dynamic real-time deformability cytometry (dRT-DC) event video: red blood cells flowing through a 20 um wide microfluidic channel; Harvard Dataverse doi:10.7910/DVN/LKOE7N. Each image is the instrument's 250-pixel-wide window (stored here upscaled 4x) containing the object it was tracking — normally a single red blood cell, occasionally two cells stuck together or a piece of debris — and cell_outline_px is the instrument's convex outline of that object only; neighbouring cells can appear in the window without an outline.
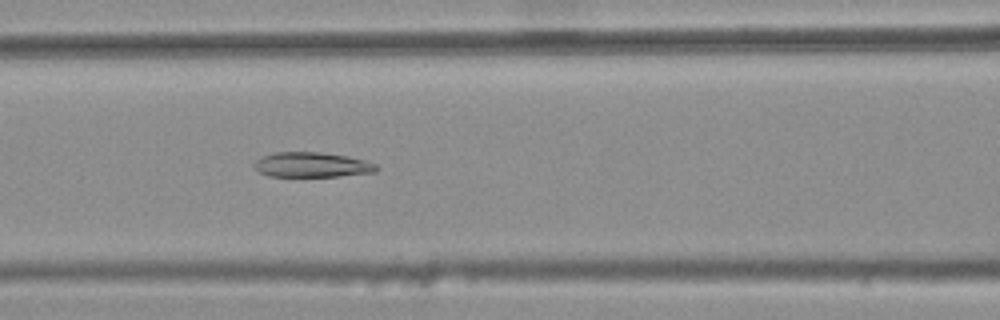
{"species": "common noctule bat (a hibernating species)", "species_latin": "Nyctalus noctula", "temperature_condition": "warm", "stored_images_in_passage": 45, "camera_frame_rate_fps": 3000, "um_per_image_px": 0.085, "animal": {"sex": "female", "body_mass_g": 25.1}, "frame": {"image": 1, "passage_image": 22, "time_ms": 7.0, "image_size_px": [1000, 320], "cell_outline_px": [[380, 168], [376, 172], [340, 176], [268, 176], [256, 172], [252, 168], [252, 164], [260, 156], [276, 152], [320, 152], [348, 156], [364, 160], [376, 164]], "centroid_in_image_um": [26.46, 14.01], "position_along_channel_um": 140.1, "area_um2": 18.09}}
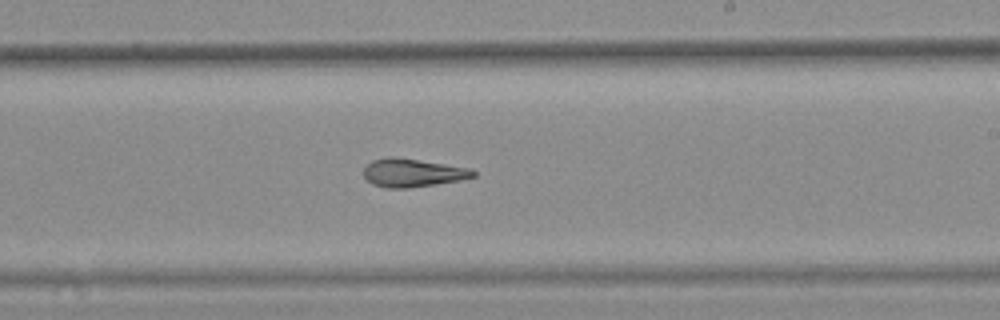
{"frame": {"image": 2, "passage_image": 31, "time_ms": 10.0, "image_size_px": [1000, 320], "cell_outline_px": [[476, 176], [460, 180], [436, 184], [408, 188], [388, 188], [372, 184], [364, 176], [364, 168], [372, 160], [388, 156], [392, 156], [420, 160], [472, 168], [476, 172]], "centroid_in_image_um": [35.09, 14.68], "position_along_channel_um": 253.9, "area_um2": 18.09}}
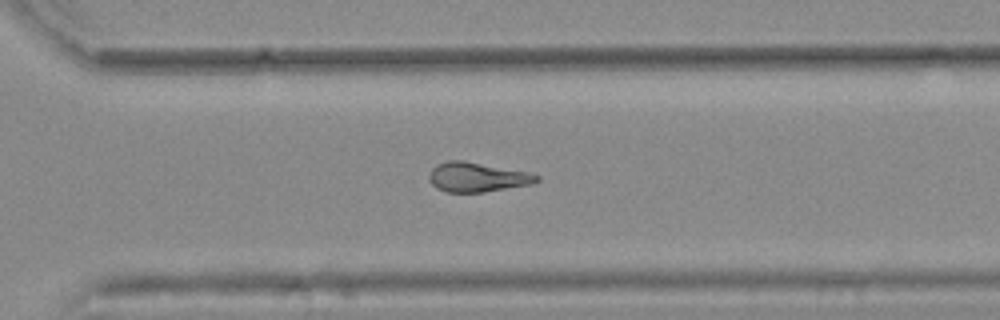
{"frame": {"image": 3, "passage_image": 37, "time_ms": 12.0, "image_size_px": [1000, 320], "cell_outline_px": [[540, 180], [532, 184], [484, 192], [444, 192], [436, 188], [428, 180], [428, 176], [432, 168], [436, 164], [448, 160], [464, 160], [528, 172], [540, 176]], "centroid_in_image_um": [40.53, 15.05], "position_along_channel_um": 330.1, "area_um2": 18.67}, "authors_computed_cell_mechanics": {"area_um2": 18.6694, "velocity_mm_per_s": 3.8061, "shape_relaxation_time_tau1_ms": null, "shape_relaxation_time_tau2_ms": 6.0083, "deformation_change_tau1": null, "deformation_change_tau2": 0.1459}}